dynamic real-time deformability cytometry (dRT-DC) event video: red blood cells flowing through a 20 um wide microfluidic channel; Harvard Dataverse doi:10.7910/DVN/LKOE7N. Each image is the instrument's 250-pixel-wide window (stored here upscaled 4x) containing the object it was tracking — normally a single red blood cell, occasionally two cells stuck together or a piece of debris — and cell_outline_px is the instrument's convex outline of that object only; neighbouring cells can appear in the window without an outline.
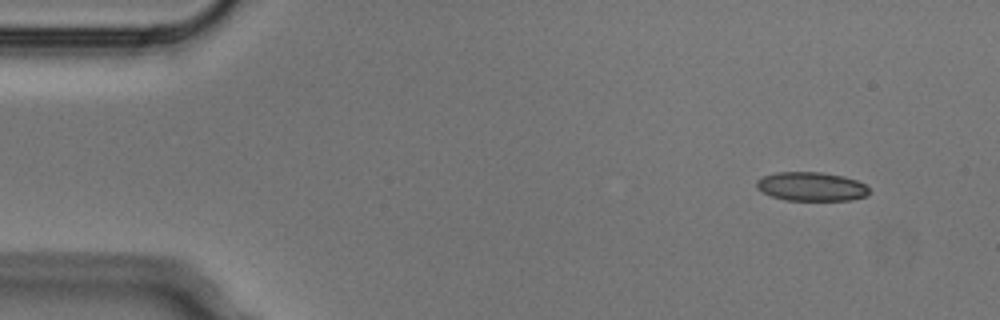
{"species": "Egyptian fruit bat (a non-hibernating species)", "species_latin": "Rousettus aegyptiacus", "temperature_condition": "cold", "stored_images_in_passage": 8, "camera_frame_rate_fps": 3000, "um_per_image_px": 0.085, "animal": {"sex": "male"}, "frame": {"image": 1, "passage_image": 1, "time_ms": 0.0, "image_size_px": [1000, 320], "cell_outline_px": [[868, 196], [852, 200], [784, 200], [760, 192], [756, 188], [756, 180], [764, 176], [776, 172], [820, 172], [844, 176], [856, 180], [864, 184], [868, 188]], "centroid_in_image_um": [68.94, 15.86], "position_along_channel_um": 16.1, "area_um2": 19.07}}
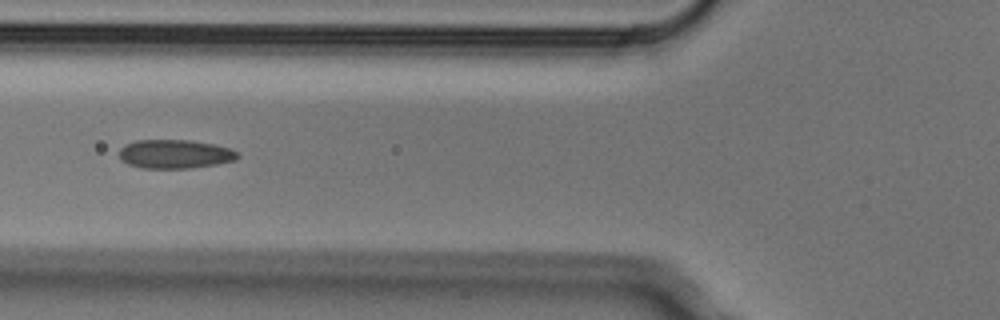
{"frame": {"image": 2, "passage_image": 5, "time_ms": 1.333, "image_size_px": [1000, 320], "cell_outline_px": [[240, 156], [236, 160], [216, 164], [188, 168], [140, 168], [128, 164], [120, 160], [120, 148], [124, 144], [136, 140], [188, 140], [212, 144], [228, 148], [240, 152]], "centroid_in_image_um": [14.85, 13.09], "position_along_channel_um": 110.9, "area_um2": 19.94}}
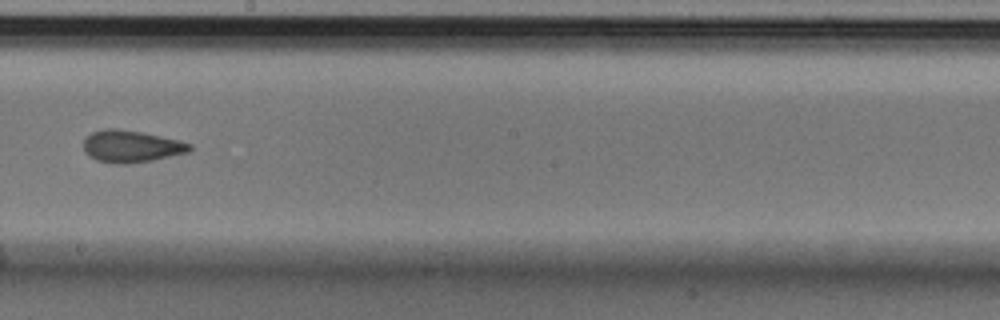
{"frame": {"image": 3, "passage_image": 8, "time_ms": 2.333, "image_size_px": [1000, 320], "cell_outline_px": [[192, 148], [188, 152], [152, 160], [128, 164], [116, 164], [96, 160], [88, 156], [84, 152], [84, 136], [92, 132], [104, 128], [116, 128], [140, 132], [180, 140], [192, 144]], "centroid_in_image_um": [11.11, 12.44], "position_along_channel_um": 237.1, "area_um2": 19.94}}